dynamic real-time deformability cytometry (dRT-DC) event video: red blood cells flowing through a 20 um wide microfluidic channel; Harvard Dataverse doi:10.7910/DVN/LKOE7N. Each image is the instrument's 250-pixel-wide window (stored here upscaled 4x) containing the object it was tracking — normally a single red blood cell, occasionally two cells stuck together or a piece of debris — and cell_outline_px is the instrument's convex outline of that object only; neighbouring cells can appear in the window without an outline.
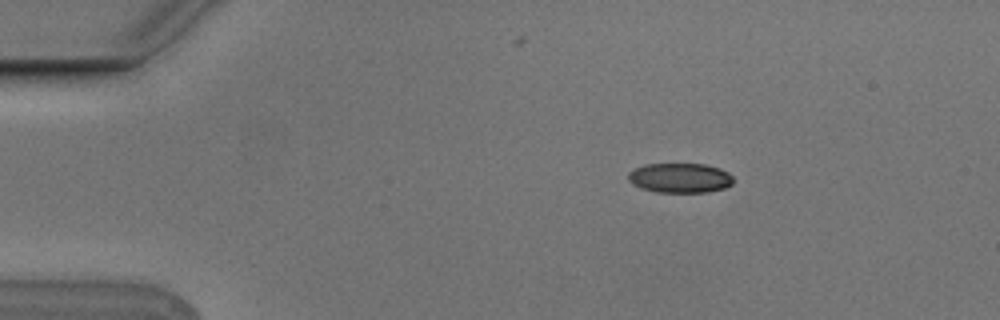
{"species": "Egyptian fruit bat (a non-hibernating species)", "species_latin": "Rousettus aegyptiacus", "temperature_condition": "cold", "stored_images_in_passage": 4, "camera_frame_rate_fps": 3000, "um_per_image_px": 0.085, "animal": {"sex": "male"}, "frame": {"image": 1, "passage_image": 2, "time_ms": 0.333, "image_size_px": [1000, 320], "cell_outline_px": [[732, 184], [724, 188], [708, 192], [656, 192], [640, 188], [632, 184], [628, 180], [628, 172], [644, 164], [704, 164], [720, 168], [728, 172], [732, 176]], "centroid_in_image_um": [57.78, 15.12], "position_along_channel_um": 27.2, "area_um2": 18.26}}